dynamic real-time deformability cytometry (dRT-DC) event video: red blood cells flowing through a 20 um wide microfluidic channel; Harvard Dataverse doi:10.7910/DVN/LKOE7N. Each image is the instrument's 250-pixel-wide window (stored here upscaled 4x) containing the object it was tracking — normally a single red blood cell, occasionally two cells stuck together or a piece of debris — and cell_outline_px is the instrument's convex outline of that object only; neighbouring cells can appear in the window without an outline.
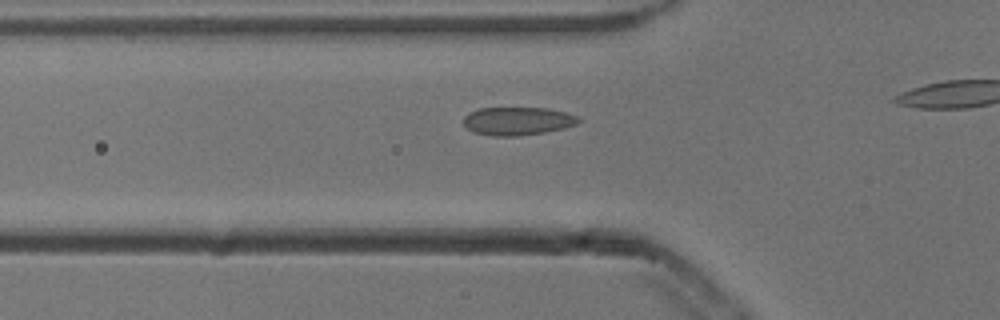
{"species": "common noctule bat (a hibernating species)", "species_latin": "Nyctalus noctula", "temperature_condition": "cold", "stored_images_in_passage": 25, "camera_frame_rate_fps": 3000, "um_per_image_px": 0.085, "animal": {"sex": "male", "body_mass_g": 13.3}, "frame": {"image": 1, "passage_image": 7, "time_ms": 2.0, "image_size_px": [1000, 320], "cell_outline_px": [[580, 120], [576, 124], [564, 128], [544, 132], [520, 136], [492, 136], [472, 132], [464, 124], [464, 116], [468, 112], [480, 108], [548, 108], [580, 116]], "centroid_in_image_um": [43.99, 10.29], "position_along_channel_um": 81.8, "area_um2": 18.96}}
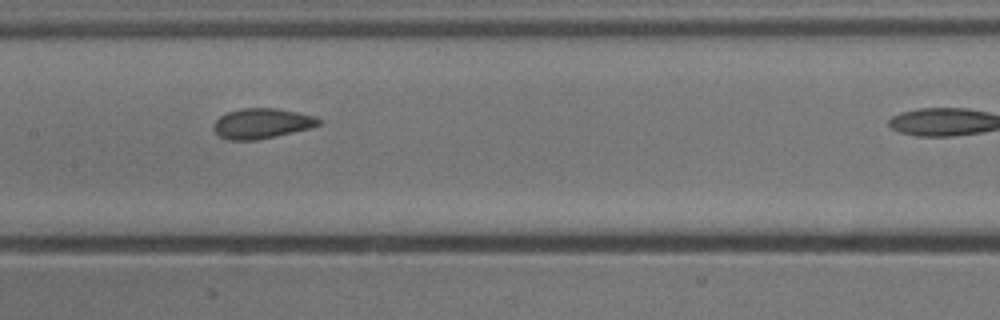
{"frame": {"image": 2, "passage_image": 15, "time_ms": 4.667, "image_size_px": [1000, 320], "cell_outline_px": [[324, 120], [320, 124], [312, 128], [276, 136], [256, 140], [228, 140], [220, 136], [212, 128], [212, 124], [220, 116], [228, 112], [240, 108], [276, 108], [296, 112], [312, 116]], "centroid_in_image_um": [22.25, 10.49], "position_along_channel_um": 185.1, "area_um2": 18.55}}
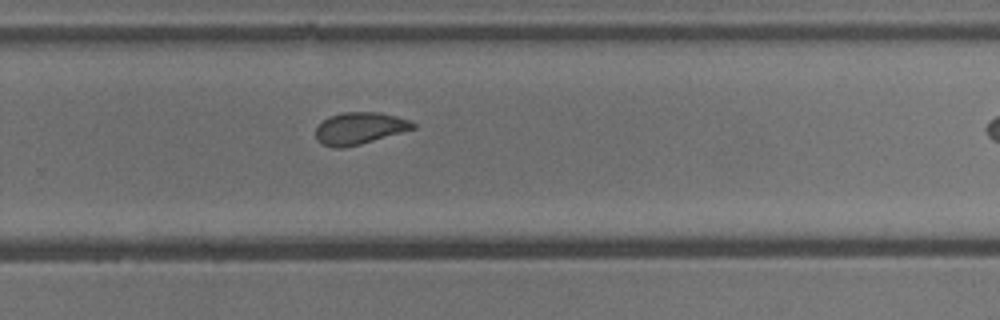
{"frame": {"image": 3, "passage_image": 24, "time_ms": 7.667, "image_size_px": [1000, 320], "cell_outline_px": [[416, 128], [360, 144], [340, 148], [336, 148], [324, 144], [316, 140], [316, 128], [328, 116], [344, 112], [380, 112], [396, 116], [408, 120], [416, 124]], "centroid_in_image_um": [30.56, 10.89], "position_along_channel_um": 299.2, "area_um2": 17.92}}